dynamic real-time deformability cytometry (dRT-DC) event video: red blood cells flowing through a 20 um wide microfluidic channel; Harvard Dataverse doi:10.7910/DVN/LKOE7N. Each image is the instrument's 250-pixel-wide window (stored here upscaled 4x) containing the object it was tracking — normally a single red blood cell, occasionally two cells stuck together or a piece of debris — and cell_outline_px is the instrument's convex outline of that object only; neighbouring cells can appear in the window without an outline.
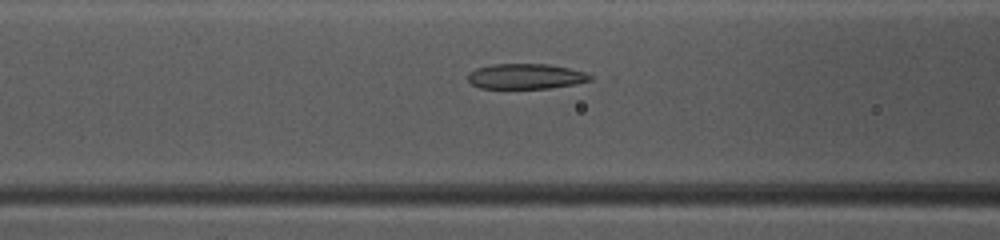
{"species": "common noctule bat (a hibernating species)", "species_latin": "Nyctalus noctula", "temperature_condition": "warm", "stored_images_in_passage": 48, "camera_frame_rate_fps": 3000, "um_per_image_px": 0.085, "animal": {"sex": "female", "body_mass_g": 10.0, "forearm_length_mm": 53.1}, "frame": {"image": 1, "passage_image": 20, "time_ms": 6.333, "image_size_px": [1000, 240], "cell_outline_px": [[592, 80], [576, 84], [548, 88], [480, 88], [472, 84], [468, 80], [468, 72], [476, 68], [492, 64], [548, 64], [568, 68], [584, 72], [592, 76]], "centroid_in_image_um": [44.67, 6.49], "position_along_channel_um": 121.9, "area_um2": 17.98}}
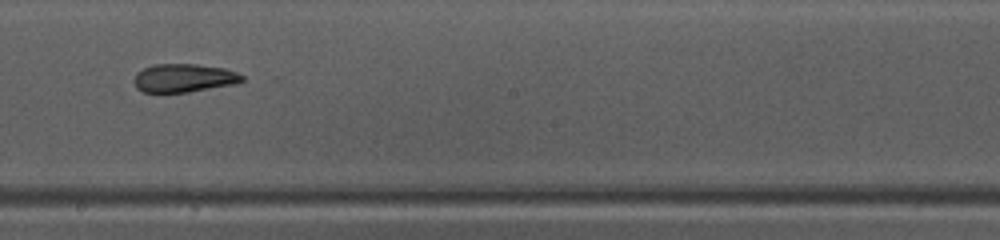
{"frame": {"image": 2, "passage_image": 28, "time_ms": 9.0, "image_size_px": [1000, 240], "cell_outline_px": [[244, 80], [236, 84], [188, 92], [144, 92], [136, 88], [136, 72], [144, 68], [156, 64], [196, 64], [224, 68], [236, 72], [244, 76]], "centroid_in_image_um": [15.67, 6.63], "position_along_channel_um": 232.5, "area_um2": 17.74}}
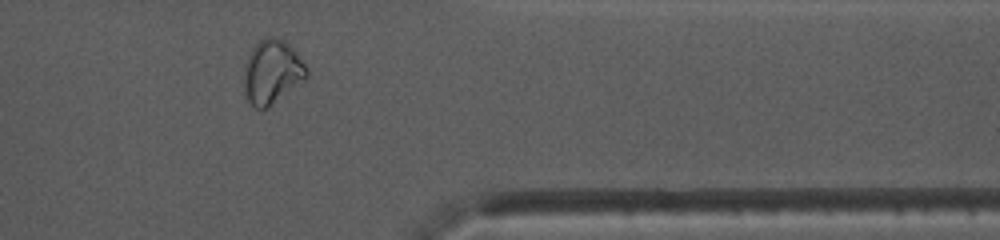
{"frame": {"image": 3, "passage_image": 40, "time_ms": 13.0, "image_size_px": [1000, 240], "cell_outline_px": [[308, 76], [268, 108], [256, 108], [248, 100], [244, 92], [244, 64], [252, 48], [264, 36], [280, 36], [296, 52], [304, 64], [308, 72]], "centroid_in_image_um": [23.1, 6.08], "position_along_channel_um": 388.3, "area_um2": 23.29}, "authors_computed_cell_mechanics": {"area_um2": 20.1433, "velocity_mm_per_s": 4.1382, "shape_relaxation_time_tau1_ms": 8.8672, "shape_relaxation_time_tau2_ms": 3.4292, "deformation_change_tau1": 0.2231, "deformation_change_tau2": 0.0766}}